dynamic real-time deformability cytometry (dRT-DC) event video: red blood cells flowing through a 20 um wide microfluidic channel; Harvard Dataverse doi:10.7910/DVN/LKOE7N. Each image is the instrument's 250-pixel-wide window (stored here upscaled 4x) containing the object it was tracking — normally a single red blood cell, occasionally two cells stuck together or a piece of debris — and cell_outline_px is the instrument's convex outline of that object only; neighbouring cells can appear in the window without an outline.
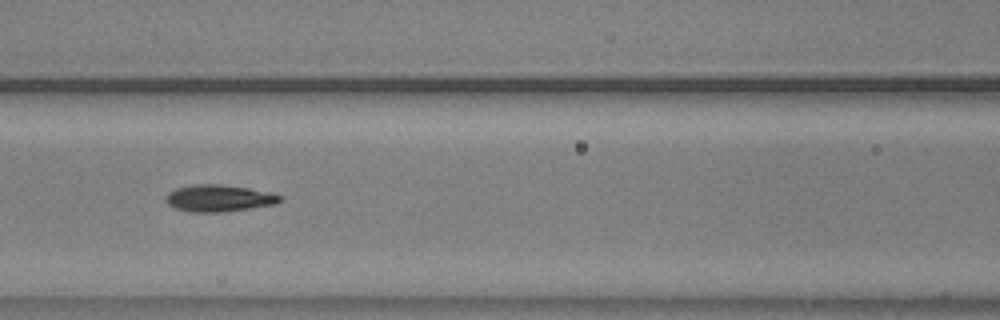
{"species": "common noctule bat (a hibernating species)", "species_latin": "Nyctalus noctula", "temperature_condition": "warm", "stored_images_in_passage": 36, "camera_frame_rate_fps": 3000, "um_per_image_px": 0.085, "animal": {"sex": "male", "body_mass_g": 20.5, "forearm_length_mm": 52.5}, "frame": {"image": 1, "passage_image": 9, "time_ms": 2.667, "image_size_px": [1000, 320], "cell_outline_px": [[284, 196], [276, 204], [220, 212], [192, 212], [172, 208], [164, 200], [168, 192], [176, 188], [192, 184], [220, 184], [248, 188], [272, 192]], "centroid_in_image_um": [18.58, 16.84], "position_along_channel_um": 148.0, "area_um2": 17.98}}
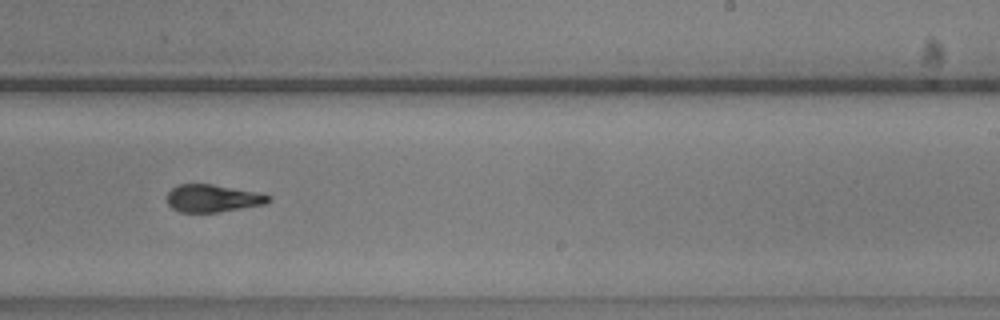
{"frame": {"image": 2, "passage_image": 19, "time_ms": 6.0, "image_size_px": [1000, 320], "cell_outline_px": [[272, 200], [264, 204], [216, 212], [180, 212], [172, 208], [168, 204], [168, 192], [176, 184], [212, 184], [260, 192], [272, 196]], "centroid_in_image_um": [18.1, 16.84], "position_along_channel_um": 270.9, "area_um2": 16.3}}
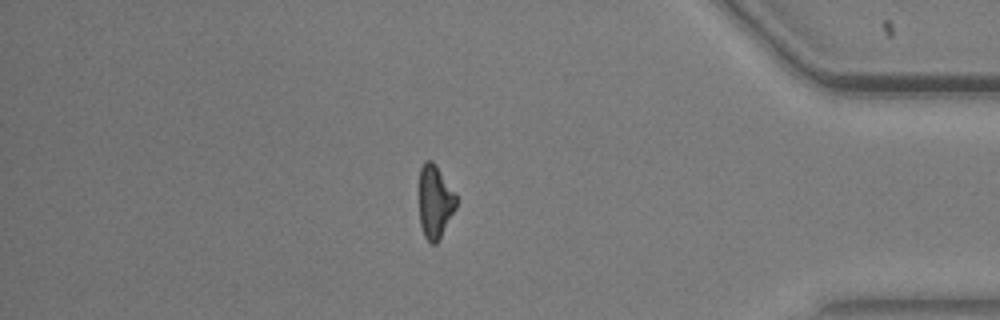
{"frame": {"image": 3, "passage_image": 32, "time_ms": 10.333, "image_size_px": [1000, 320], "cell_outline_px": [[456, 208], [436, 244], [432, 244], [424, 236], [420, 224], [420, 168], [424, 160], [432, 160], [436, 164], [456, 196]], "centroid_in_image_um": [36.96, 17.13], "position_along_channel_um": 398.2, "area_um2": 15.55}}